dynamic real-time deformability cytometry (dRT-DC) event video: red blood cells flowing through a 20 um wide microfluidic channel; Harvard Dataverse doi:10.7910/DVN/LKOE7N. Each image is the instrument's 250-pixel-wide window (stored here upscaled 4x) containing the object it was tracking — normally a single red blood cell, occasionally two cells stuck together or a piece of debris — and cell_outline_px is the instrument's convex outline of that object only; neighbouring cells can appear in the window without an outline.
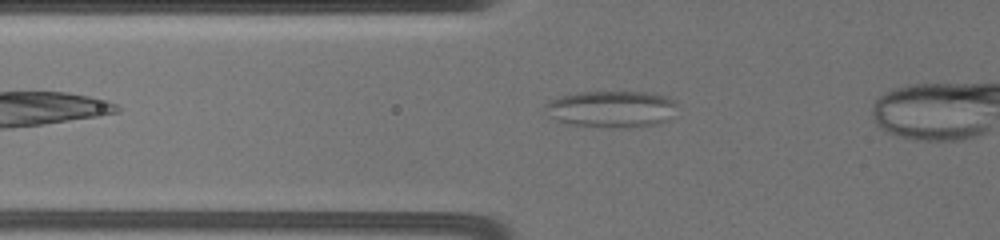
{"species": "common noctule bat (a hibernating species)", "species_latin": "Nyctalus noctula", "temperature_condition": "warm", "stored_images_in_passage": 16, "camera_frame_rate_fps": 3000, "um_per_image_px": 0.085, "animal": {"sex": "female", "body_mass_g": 19.5, "forearm_length_mm": 54.1}, "frame": {"image": 1, "passage_image": 3, "time_ms": 2.333, "image_size_px": [1000, 240], "cell_outline_px": [[676, 104], [668, 120], [660, 124], [628, 128], [612, 128], [572, 124], [556, 120], [548, 116], [544, 104], [560, 96], [576, 92], [644, 92], [664, 96], [672, 100]], "centroid_in_image_um": [51.95, 9.28], "position_along_channel_um": 73.9, "area_um2": 28.15}}
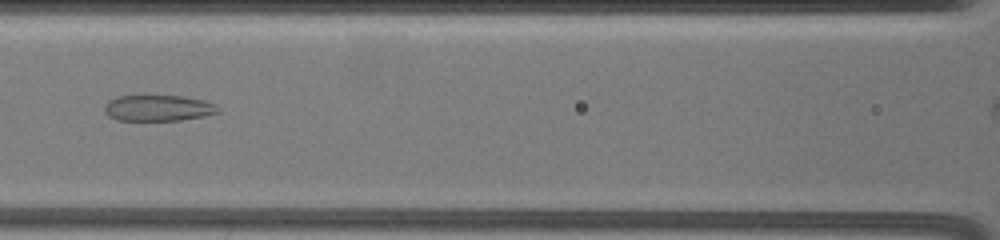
{"frame": {"image": 2, "passage_image": 5, "time_ms": 4.667, "image_size_px": [1000, 240], "cell_outline_px": [[220, 112], [204, 116], [180, 120], [116, 120], [108, 116], [104, 112], [104, 104], [108, 100], [120, 96], [184, 96], [204, 100], [216, 104]], "centroid_in_image_um": [13.44, 9.18], "position_along_channel_um": 153.2, "area_um2": 17.28}}
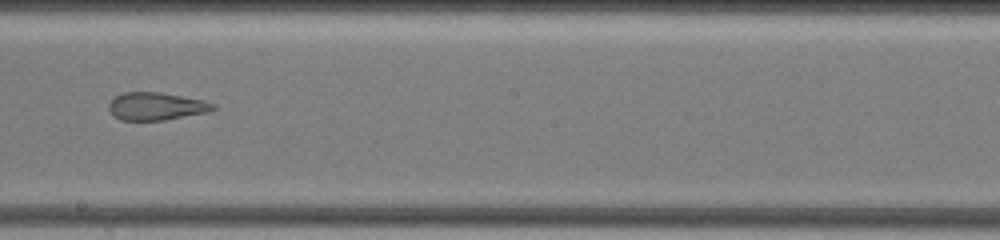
{"frame": {"image": 3, "passage_image": 7, "time_ms": 7.0, "image_size_px": [1000, 240], "cell_outline_px": [[216, 108], [204, 112], [164, 120], [120, 120], [112, 116], [108, 108], [108, 104], [116, 96], [124, 92], [160, 92], [204, 100], [216, 104]], "centroid_in_image_um": [13.23, 9.03], "position_along_channel_um": 235.0, "area_um2": 16.76}}